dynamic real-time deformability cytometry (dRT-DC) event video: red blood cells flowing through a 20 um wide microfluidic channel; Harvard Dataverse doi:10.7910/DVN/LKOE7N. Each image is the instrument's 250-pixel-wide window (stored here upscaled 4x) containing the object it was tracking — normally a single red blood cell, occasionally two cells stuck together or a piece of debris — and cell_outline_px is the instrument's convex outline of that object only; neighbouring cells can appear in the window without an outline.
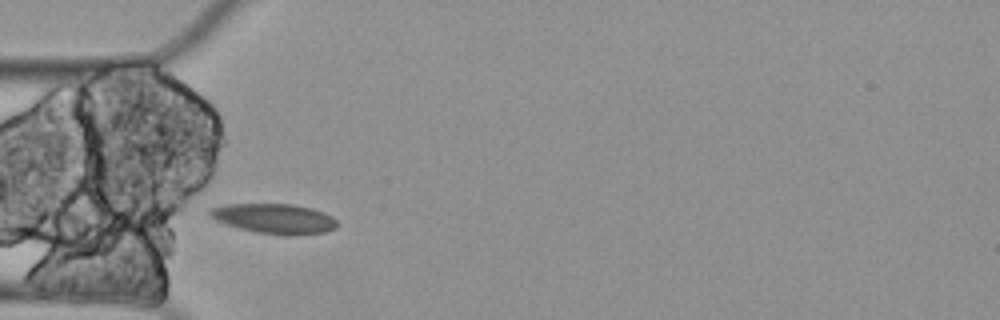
{"species": "Egyptian fruit bat (a non-hibernating species)", "species_latin": "Rousettus aegyptiacus", "temperature_condition": "cold", "stored_images_in_passage": 4, "camera_frame_rate_fps": 3000, "um_per_image_px": 0.085, "animal": {"sex": "female"}, "frame": {"image": 1, "passage_image": 3, "time_ms": 0.667, "image_size_px": [1000, 320], "cell_outline_px": [[340, 224], [336, 228], [324, 232], [296, 236], [288, 236], [256, 232], [240, 228], [216, 220], [208, 216], [208, 208], [228, 204], [292, 204], [312, 208], [324, 212], [332, 216]], "centroid_in_image_um": [23.35, 18.58], "position_along_channel_um": 61.6, "area_um2": 22.43}}
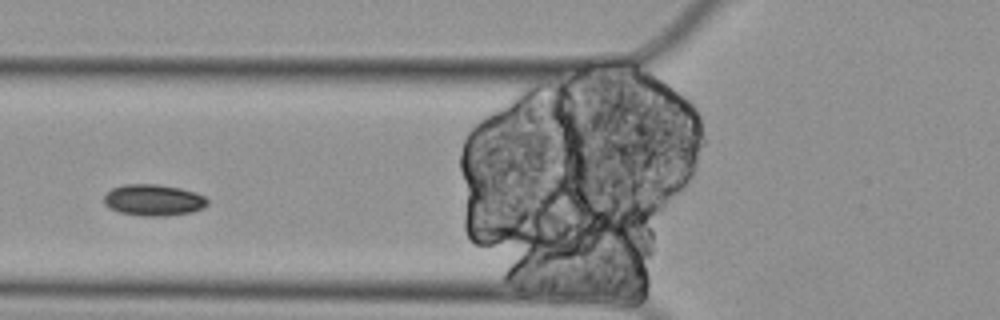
{"frame": {"image": 2, "passage_image": 4, "time_ms": 1.0, "image_size_px": [1000, 320], "cell_outline_px": [[208, 204], [204, 208], [192, 212], [164, 216], [144, 216], [120, 212], [108, 208], [104, 204], [104, 196], [112, 188], [124, 184], [156, 184], [180, 188], [196, 192], [204, 196], [208, 200]], "centroid_in_image_um": [13.06, 17.01], "position_along_channel_um": 112.7, "area_um2": 19.02}}